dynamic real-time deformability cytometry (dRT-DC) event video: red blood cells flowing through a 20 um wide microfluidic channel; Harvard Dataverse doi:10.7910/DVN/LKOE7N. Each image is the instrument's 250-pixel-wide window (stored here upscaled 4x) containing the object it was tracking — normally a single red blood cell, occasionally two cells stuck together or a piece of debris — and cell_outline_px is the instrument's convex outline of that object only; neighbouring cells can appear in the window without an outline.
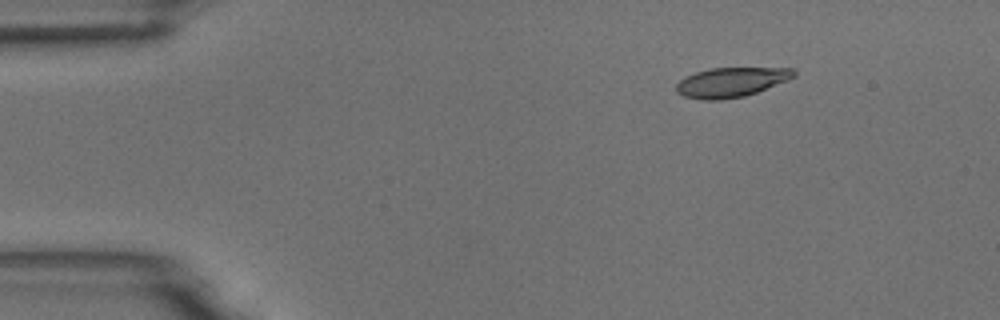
{"species": "common noctule bat (a hibernating species)", "species_latin": "Nyctalus noctula", "temperature_condition": "room temperature", "stored_images_in_passage": 5, "camera_frame_rate_fps": 3000, "um_per_image_px": 0.085, "animal": {"sex": "male", "body_mass_g": 18.8}, "frame": {"image": 1, "passage_image": 2, "time_ms": 2.333, "image_size_px": [1000, 320], "cell_outline_px": [[796, 76], [788, 80], [756, 92], [744, 96], [720, 100], [704, 100], [684, 96], [676, 92], [676, 84], [684, 76], [708, 68], [792, 68], [796, 72]], "centroid_in_image_um": [62.12, 6.98], "position_along_channel_um": 22.9, "area_um2": 20.29}}